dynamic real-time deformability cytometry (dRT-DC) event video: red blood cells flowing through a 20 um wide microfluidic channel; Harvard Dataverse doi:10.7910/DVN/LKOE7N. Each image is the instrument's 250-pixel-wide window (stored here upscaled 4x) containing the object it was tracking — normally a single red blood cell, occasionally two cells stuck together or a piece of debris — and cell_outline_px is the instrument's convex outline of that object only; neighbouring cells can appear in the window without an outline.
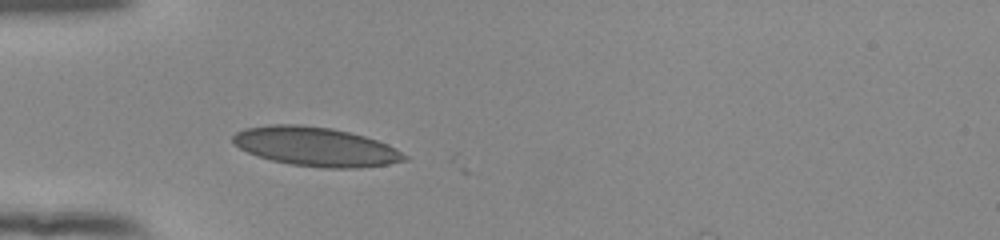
{"species": "human", "species_latin": "Homo sapiens", "temperature_condition": "room temperature", "stored_images_in_passage": 2, "camera_frame_rate_fps": 3000, "um_per_image_px": 0.085, "donor": {"sex": "female"}, "frame": {"image": 1, "passage_image": 1, "time_ms": 0.0, "image_size_px": [1000, 240], "cell_outline_px": [[408, 160], [388, 164], [360, 168], [324, 168], [292, 164], [272, 160], [248, 152], [232, 144], [232, 136], [236, 132], [244, 128], [268, 124], [300, 124], [332, 128], [364, 136], [388, 144], [396, 148], [408, 156]], "centroid_in_image_um": [26.84, 12.46], "position_along_channel_um": 58.2, "area_um2": 39.19}}